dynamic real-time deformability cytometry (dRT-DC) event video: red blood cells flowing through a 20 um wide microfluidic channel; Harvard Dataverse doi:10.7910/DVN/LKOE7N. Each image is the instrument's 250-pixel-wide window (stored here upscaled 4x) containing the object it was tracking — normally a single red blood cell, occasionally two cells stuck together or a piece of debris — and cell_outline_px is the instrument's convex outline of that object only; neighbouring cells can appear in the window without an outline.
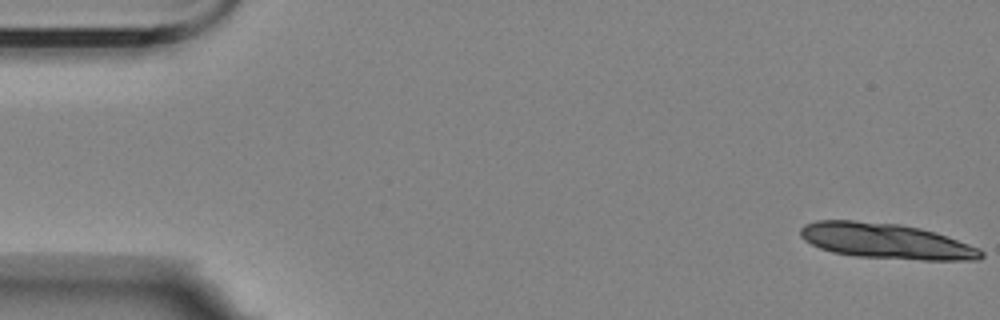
{"species": "Egyptian fruit bat (a non-hibernating species)", "species_latin": "Rousettus aegyptiacus", "temperature_condition": "room temperature", "stored_images_in_passage": 4, "camera_frame_rate_fps": 3000, "um_per_image_px": 0.085, "animal": {"sex": "female"}, "frame": {"image": 1, "passage_image": 1, "time_ms": 0.0, "image_size_px": [1000, 320], "cell_outline_px": [[984, 256], [980, 260], [920, 260], [856, 256], [832, 252], [820, 248], [804, 240], [800, 236], [800, 228], [804, 224], [816, 220], [852, 220], [900, 224], [920, 228], [936, 232], [948, 236], [980, 248], [984, 252]], "centroid_in_image_um": [75.34, 20.49], "position_along_channel_um": 9.7, "area_um2": 37.57}}